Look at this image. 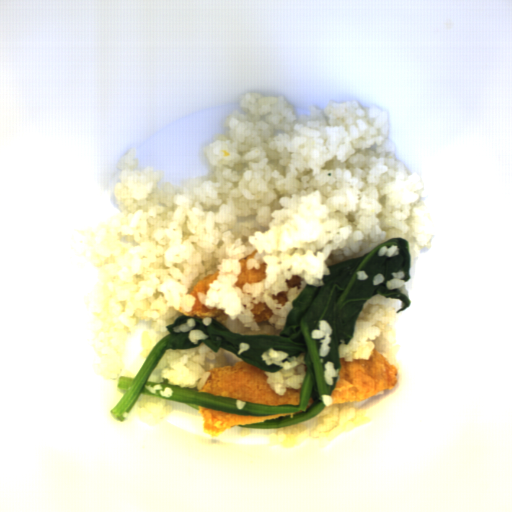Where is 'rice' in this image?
Instances as JSON below:
<instances>
[{"label": "rice", "instance_id": "obj_6", "mask_svg": "<svg viewBox=\"0 0 512 512\" xmlns=\"http://www.w3.org/2000/svg\"><path fill=\"white\" fill-rule=\"evenodd\" d=\"M167 400L169 399L139 393L135 416L142 423L150 426L160 424L168 414L173 412L172 405H168Z\"/></svg>", "mask_w": 512, "mask_h": 512}, {"label": "rice", "instance_id": "obj_10", "mask_svg": "<svg viewBox=\"0 0 512 512\" xmlns=\"http://www.w3.org/2000/svg\"><path fill=\"white\" fill-rule=\"evenodd\" d=\"M325 369L323 371V378L327 384L330 386L333 385V377H340L339 371H341V368L335 369L333 361H326L324 366Z\"/></svg>", "mask_w": 512, "mask_h": 512}, {"label": "rice", "instance_id": "obj_1", "mask_svg": "<svg viewBox=\"0 0 512 512\" xmlns=\"http://www.w3.org/2000/svg\"><path fill=\"white\" fill-rule=\"evenodd\" d=\"M278 97L246 92L224 127L203 147L213 173L162 182L164 170L138 166L130 147L116 162L122 171L113 195L122 209L107 223L70 237L76 254L99 268L95 281L102 323L92 349L93 368L105 379L135 378L154 347L171 333L166 325L193 310L190 291L206 276L197 299L223 310L226 330L246 336H278L292 301L306 285L324 286L328 266L360 258L392 238L408 242L410 268L435 229L418 173L395 161L387 138L388 116L359 100H329L297 116ZM247 269L266 263L267 278L235 287L238 260ZM297 274L301 289L288 288ZM287 292L286 305L272 300ZM275 315L254 322V304Z\"/></svg>", "mask_w": 512, "mask_h": 512}, {"label": "rice", "instance_id": "obj_13", "mask_svg": "<svg viewBox=\"0 0 512 512\" xmlns=\"http://www.w3.org/2000/svg\"><path fill=\"white\" fill-rule=\"evenodd\" d=\"M383 281H385V278L383 276L382 273H377L374 277H373V285L376 286V285H379L380 283H382Z\"/></svg>", "mask_w": 512, "mask_h": 512}, {"label": "rice", "instance_id": "obj_9", "mask_svg": "<svg viewBox=\"0 0 512 512\" xmlns=\"http://www.w3.org/2000/svg\"><path fill=\"white\" fill-rule=\"evenodd\" d=\"M391 275H393L394 279L386 281V288L388 290L399 289L401 295H405L409 298L410 293L406 287V280L401 279L406 275L405 272L403 270H398V272H391Z\"/></svg>", "mask_w": 512, "mask_h": 512}, {"label": "rice", "instance_id": "obj_7", "mask_svg": "<svg viewBox=\"0 0 512 512\" xmlns=\"http://www.w3.org/2000/svg\"><path fill=\"white\" fill-rule=\"evenodd\" d=\"M318 327H319V329H317V328L312 329L311 336L313 339H317V340L322 339V337H324V339L319 341L322 344H320L318 353H319V357H325L326 355L329 354V352L331 350V347L328 345L332 342L330 335L332 334L333 330H332L328 320H325V319L319 320Z\"/></svg>", "mask_w": 512, "mask_h": 512}, {"label": "rice", "instance_id": "obj_8", "mask_svg": "<svg viewBox=\"0 0 512 512\" xmlns=\"http://www.w3.org/2000/svg\"><path fill=\"white\" fill-rule=\"evenodd\" d=\"M195 319L194 318H186V323H183L179 327H174L173 331L180 333L189 332V339L192 343L198 344L199 339H207L208 335H205L204 332H202L199 329H192L195 326Z\"/></svg>", "mask_w": 512, "mask_h": 512}, {"label": "rice", "instance_id": "obj_3", "mask_svg": "<svg viewBox=\"0 0 512 512\" xmlns=\"http://www.w3.org/2000/svg\"><path fill=\"white\" fill-rule=\"evenodd\" d=\"M325 407L311 419L280 428H249L236 426L240 436L258 434L268 436L267 446L294 448L308 438L318 439V446L328 445L342 432H347L371 420L367 411L357 408L355 402L333 404L332 395L322 394Z\"/></svg>", "mask_w": 512, "mask_h": 512}, {"label": "rice", "instance_id": "obj_4", "mask_svg": "<svg viewBox=\"0 0 512 512\" xmlns=\"http://www.w3.org/2000/svg\"><path fill=\"white\" fill-rule=\"evenodd\" d=\"M242 361L231 351L220 347L217 352L204 342L191 349H165L156 368L148 376V382L161 383L168 379L170 385L181 389L201 390L210 377L212 368L233 366Z\"/></svg>", "mask_w": 512, "mask_h": 512}, {"label": "rice", "instance_id": "obj_15", "mask_svg": "<svg viewBox=\"0 0 512 512\" xmlns=\"http://www.w3.org/2000/svg\"><path fill=\"white\" fill-rule=\"evenodd\" d=\"M356 275H357L358 279H360L361 281L368 278L366 271H364V270L356 272Z\"/></svg>", "mask_w": 512, "mask_h": 512}, {"label": "rice", "instance_id": "obj_12", "mask_svg": "<svg viewBox=\"0 0 512 512\" xmlns=\"http://www.w3.org/2000/svg\"><path fill=\"white\" fill-rule=\"evenodd\" d=\"M400 252L398 246L390 245V247L387 248V246L380 247L378 250L379 256L387 255V257H393L395 255H398Z\"/></svg>", "mask_w": 512, "mask_h": 512}, {"label": "rice", "instance_id": "obj_11", "mask_svg": "<svg viewBox=\"0 0 512 512\" xmlns=\"http://www.w3.org/2000/svg\"><path fill=\"white\" fill-rule=\"evenodd\" d=\"M145 388L150 393H156V391L159 390L160 395L164 398H170L173 395V389L169 386L165 387L164 390H163V387L161 384H156L153 386L147 385V386H145Z\"/></svg>", "mask_w": 512, "mask_h": 512}, {"label": "rice", "instance_id": "obj_2", "mask_svg": "<svg viewBox=\"0 0 512 512\" xmlns=\"http://www.w3.org/2000/svg\"><path fill=\"white\" fill-rule=\"evenodd\" d=\"M402 307L400 298H389L375 294L363 303L362 311L354 322L352 335L348 344L344 339L337 348L340 358L345 362L353 360H370L373 349L377 350L389 364L400 368L396 354L401 348L395 344L397 332L393 328Z\"/></svg>", "mask_w": 512, "mask_h": 512}, {"label": "rice", "instance_id": "obj_5", "mask_svg": "<svg viewBox=\"0 0 512 512\" xmlns=\"http://www.w3.org/2000/svg\"><path fill=\"white\" fill-rule=\"evenodd\" d=\"M288 356V352L275 351L273 347L268 348L261 354V358L267 365L270 366L275 363L282 366V369L276 372L264 371V375L267 376L266 383L281 396H284L287 388L300 390L305 380V353L299 354L297 358L296 356Z\"/></svg>", "mask_w": 512, "mask_h": 512}, {"label": "rice", "instance_id": "obj_14", "mask_svg": "<svg viewBox=\"0 0 512 512\" xmlns=\"http://www.w3.org/2000/svg\"><path fill=\"white\" fill-rule=\"evenodd\" d=\"M249 347H250V344L241 342L239 345V351L237 352V355H240L242 352H245L246 350L249 349Z\"/></svg>", "mask_w": 512, "mask_h": 512}]
</instances>
